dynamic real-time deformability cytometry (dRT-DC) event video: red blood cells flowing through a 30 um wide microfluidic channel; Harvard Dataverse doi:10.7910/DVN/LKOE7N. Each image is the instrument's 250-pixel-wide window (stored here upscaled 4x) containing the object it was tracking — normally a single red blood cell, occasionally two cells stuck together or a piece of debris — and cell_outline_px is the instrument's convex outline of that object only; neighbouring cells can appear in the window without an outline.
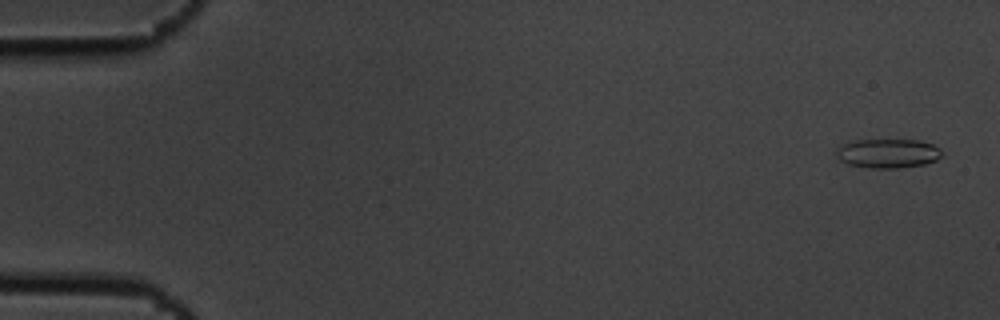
{"species": "common noctule bat (a hibernating species)", "species_latin": "Nyctalus noctula", "temperature_condition": "cold", "stored_images_in_passage": 55, "camera_frame_rate_fps": 3000, "um_per_image_px": 0.085, "animal": {"sex": "male", "body_mass_g": 19.5, "forearm_length_mm": 54.6}, "frame": {"image": 1, "passage_image": 2, "time_ms": 0.333, "image_size_px": [1000, 320], "cell_outline_px": [[944, 156], [936, 160], [924, 164], [896, 168], [872, 168], [848, 164], [840, 160], [836, 156], [836, 148], [844, 144], [856, 140], [920, 140], [932, 144], [940, 148]], "centroid_in_image_um": [75.49, 13.03], "position_along_channel_um": 9.5, "area_um2": 17.98}}
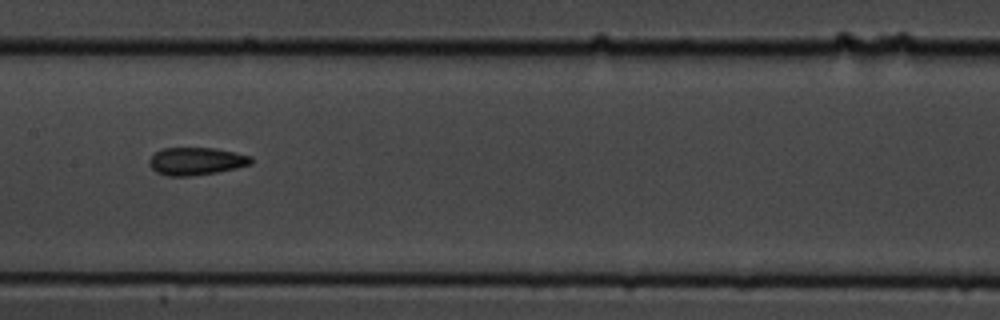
{"frame": {"image": 2, "passage_image": 28, "time_ms": 9.0, "image_size_px": [1000, 320], "cell_outline_px": [[252, 164], [236, 168], [216, 172], [192, 176], [168, 176], [156, 172], [148, 164], [148, 160], [160, 148], [216, 148], [236, 152], [252, 156]], "centroid_in_image_um": [16.68, 13.7], "position_along_channel_um": 190.7, "area_um2": 16.53}}
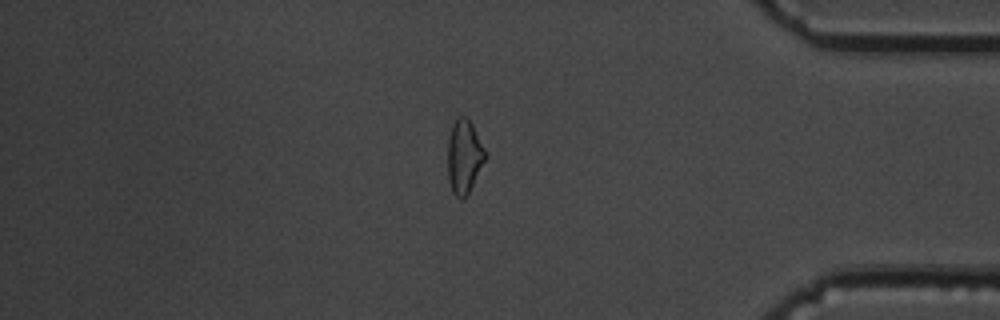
{"frame": {"image": 3, "passage_image": 47, "time_ms": 15.333, "image_size_px": [1000, 320], "cell_outline_px": [[484, 160], [464, 200], [460, 200], [452, 192], [448, 180], [448, 140], [452, 124], [456, 116], [464, 116], [472, 124], [484, 148]], "centroid_in_image_um": [39.4, 13.3], "position_along_channel_um": 395.8, "area_um2": 15.78}, "authors_computed_cell_mechanics": {"area_um2": 16.6464, "velocity_mm_per_s": 3.6711, "shape_relaxation_time_tau1_ms": 7.2568, "shape_relaxation_time_tau2_ms": 3.2076, "deformation_change_tau1": 0.1579, "deformation_change_tau2": 0.0989}}